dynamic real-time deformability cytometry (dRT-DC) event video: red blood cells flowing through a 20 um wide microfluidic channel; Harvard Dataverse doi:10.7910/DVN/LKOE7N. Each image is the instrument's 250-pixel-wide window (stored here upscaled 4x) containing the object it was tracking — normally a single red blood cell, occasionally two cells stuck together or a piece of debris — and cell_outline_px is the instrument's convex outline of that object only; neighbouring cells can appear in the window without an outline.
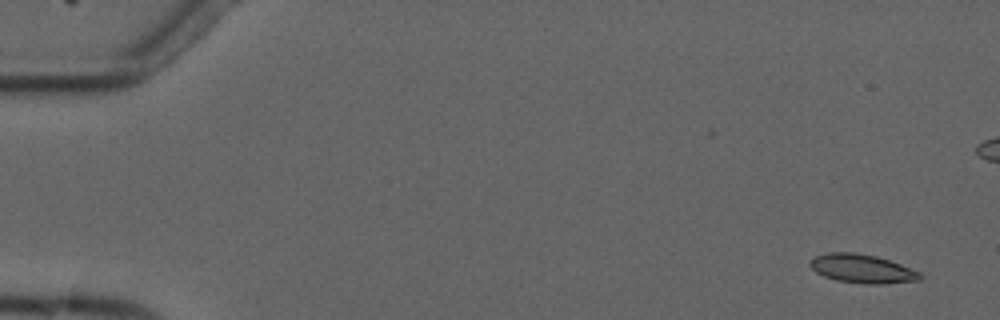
{"species": "common noctule bat (a hibernating species)", "species_latin": "Nyctalus noctula", "temperature_condition": "cold", "stored_images_in_passage": 6, "camera_frame_rate_fps": 3000, "um_per_image_px": 0.085, "animal": {"sex": "male", "forearm_length_mm": 52.5}, "frame": {"image": 1, "passage_image": 1, "time_ms": 0.0, "image_size_px": [1000, 320], "cell_outline_px": [[924, 276], [920, 280], [884, 284], [864, 284], [836, 280], [824, 276], [816, 272], [808, 264], [816, 256], [828, 252], [852, 252], [876, 256], [900, 264], [920, 272]], "centroid_in_image_um": [73.3, 22.85], "position_along_channel_um": 11.7, "area_um2": 18.38}}